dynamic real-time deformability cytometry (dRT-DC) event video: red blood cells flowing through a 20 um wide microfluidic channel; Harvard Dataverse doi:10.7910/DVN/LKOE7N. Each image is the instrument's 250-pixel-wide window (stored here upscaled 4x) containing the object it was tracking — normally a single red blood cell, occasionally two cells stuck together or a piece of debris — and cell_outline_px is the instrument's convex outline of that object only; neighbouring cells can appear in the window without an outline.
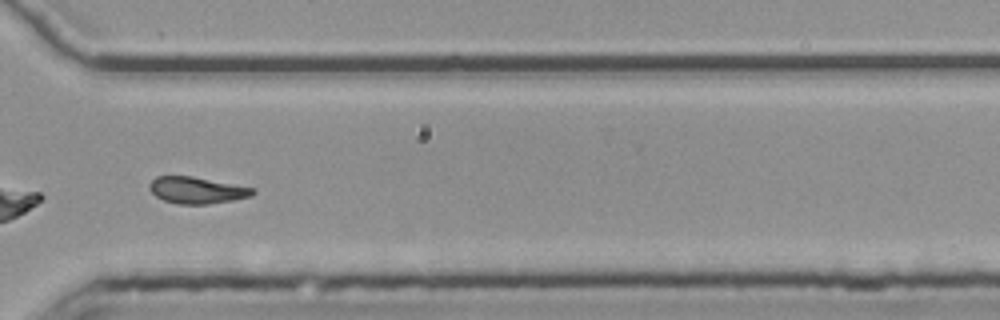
{"species": "common noctule bat (a hibernating species)", "species_latin": "Nyctalus noctula", "temperature_condition": "room temperature", "stored_images_in_passage": 33, "segment_of_instrument_passage": [2, 2], "camera_frame_rate_fps": 3000, "um_per_image_px": 0.085, "animal": {"sex": "female", "body_mass_g": 25.1}, "frame": {"image": 1, "passage_image": 24, "time_ms": 7.667, "image_size_px": [1000, 320], "cell_outline_px": [[256, 192], [252, 196], [232, 200], [208, 204], [176, 204], [164, 200], [156, 196], [152, 192], [148, 184], [156, 176], [192, 176], [256, 188]], "centroid_in_image_um": [16.75, 16.16], "position_along_channel_um": 353.8, "area_um2": 16.07}}